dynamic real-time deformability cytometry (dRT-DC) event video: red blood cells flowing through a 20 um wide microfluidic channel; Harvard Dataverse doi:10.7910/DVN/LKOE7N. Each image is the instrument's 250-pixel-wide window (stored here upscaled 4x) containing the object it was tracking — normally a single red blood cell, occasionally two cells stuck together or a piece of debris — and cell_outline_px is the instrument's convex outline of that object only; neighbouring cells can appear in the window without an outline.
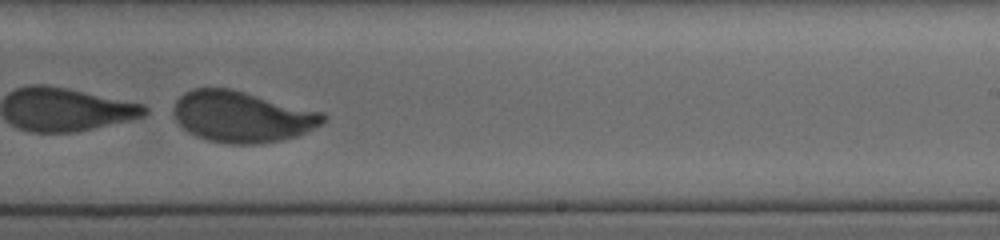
{"species": "human", "species_latin": "Homo sapiens", "temperature_condition": "cold", "stored_images_in_passage": 53, "camera_frame_rate_fps": 3000, "um_per_image_px": 0.085, "donor": {"sex": "female"}, "frame": {"image": 1, "passage_image": 26, "time_ms": 7.667, "image_size_px": [1000, 240], "cell_outline_px": [[328, 120], [296, 136], [284, 140], [256, 144], [228, 144], [208, 140], [196, 136], [188, 132], [176, 120], [172, 112], [176, 100], [184, 92], [192, 88], [228, 88], [244, 92], [320, 112], [328, 116]], "centroid_in_image_um": [20.53, 9.93], "position_along_channel_um": 268.5, "area_um2": 44.22}}